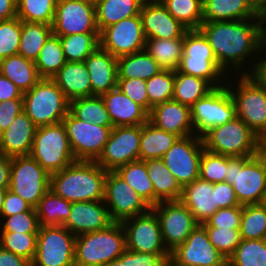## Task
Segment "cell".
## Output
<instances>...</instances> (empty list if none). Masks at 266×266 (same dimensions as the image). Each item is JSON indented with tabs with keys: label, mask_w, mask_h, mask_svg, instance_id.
I'll use <instances>...</instances> for the list:
<instances>
[{
	"label": "cell",
	"mask_w": 266,
	"mask_h": 266,
	"mask_svg": "<svg viewBox=\"0 0 266 266\" xmlns=\"http://www.w3.org/2000/svg\"><path fill=\"white\" fill-rule=\"evenodd\" d=\"M199 29L208 39L219 66L226 73L229 72L230 75L234 72L232 75L237 78L235 77L237 73L242 75L263 72L265 64V57L263 56L266 54L263 49L262 19L202 22ZM261 53L263 55L257 56L258 58L254 57ZM249 57L254 59L248 67L245 66V62H248V59L252 61ZM256 58L257 61H254Z\"/></svg>",
	"instance_id": "6da1fadb"
},
{
	"label": "cell",
	"mask_w": 266,
	"mask_h": 266,
	"mask_svg": "<svg viewBox=\"0 0 266 266\" xmlns=\"http://www.w3.org/2000/svg\"><path fill=\"white\" fill-rule=\"evenodd\" d=\"M107 172L95 161L76 160L50 174V190L71 203L101 201Z\"/></svg>",
	"instance_id": "7a4b0ae2"
},
{
	"label": "cell",
	"mask_w": 266,
	"mask_h": 266,
	"mask_svg": "<svg viewBox=\"0 0 266 266\" xmlns=\"http://www.w3.org/2000/svg\"><path fill=\"white\" fill-rule=\"evenodd\" d=\"M237 75V80L230 77L226 81L236 105V117L263 141L266 138V76L263 73Z\"/></svg>",
	"instance_id": "3957f363"
},
{
	"label": "cell",
	"mask_w": 266,
	"mask_h": 266,
	"mask_svg": "<svg viewBox=\"0 0 266 266\" xmlns=\"http://www.w3.org/2000/svg\"><path fill=\"white\" fill-rule=\"evenodd\" d=\"M126 250V235L121 222L103 230L75 238V266H104L119 258Z\"/></svg>",
	"instance_id": "277c9868"
},
{
	"label": "cell",
	"mask_w": 266,
	"mask_h": 266,
	"mask_svg": "<svg viewBox=\"0 0 266 266\" xmlns=\"http://www.w3.org/2000/svg\"><path fill=\"white\" fill-rule=\"evenodd\" d=\"M226 182L232 185L239 204H262L266 198V160L259 153L253 157H230Z\"/></svg>",
	"instance_id": "5b68a950"
},
{
	"label": "cell",
	"mask_w": 266,
	"mask_h": 266,
	"mask_svg": "<svg viewBox=\"0 0 266 266\" xmlns=\"http://www.w3.org/2000/svg\"><path fill=\"white\" fill-rule=\"evenodd\" d=\"M177 70L202 78L214 88L225 85L229 77L219 66L208 39L200 29L187 30L184 34L183 55Z\"/></svg>",
	"instance_id": "8992f818"
},
{
	"label": "cell",
	"mask_w": 266,
	"mask_h": 266,
	"mask_svg": "<svg viewBox=\"0 0 266 266\" xmlns=\"http://www.w3.org/2000/svg\"><path fill=\"white\" fill-rule=\"evenodd\" d=\"M202 141L205 150L230 157H253L262 148V140L238 117L210 129Z\"/></svg>",
	"instance_id": "52a82bcc"
},
{
	"label": "cell",
	"mask_w": 266,
	"mask_h": 266,
	"mask_svg": "<svg viewBox=\"0 0 266 266\" xmlns=\"http://www.w3.org/2000/svg\"><path fill=\"white\" fill-rule=\"evenodd\" d=\"M23 111L36 127L61 123L69 112V101L56 83L42 78L23 93Z\"/></svg>",
	"instance_id": "ba28073f"
},
{
	"label": "cell",
	"mask_w": 266,
	"mask_h": 266,
	"mask_svg": "<svg viewBox=\"0 0 266 266\" xmlns=\"http://www.w3.org/2000/svg\"><path fill=\"white\" fill-rule=\"evenodd\" d=\"M30 156L49 174L76 161L64 124L37 127Z\"/></svg>",
	"instance_id": "9c48e42d"
},
{
	"label": "cell",
	"mask_w": 266,
	"mask_h": 266,
	"mask_svg": "<svg viewBox=\"0 0 266 266\" xmlns=\"http://www.w3.org/2000/svg\"><path fill=\"white\" fill-rule=\"evenodd\" d=\"M190 112L194 133L202 137L210 129L232 121L236 117V105L225 84L197 100Z\"/></svg>",
	"instance_id": "30bf717a"
},
{
	"label": "cell",
	"mask_w": 266,
	"mask_h": 266,
	"mask_svg": "<svg viewBox=\"0 0 266 266\" xmlns=\"http://www.w3.org/2000/svg\"><path fill=\"white\" fill-rule=\"evenodd\" d=\"M8 189L35 208L50 190V174L30 155L12 157Z\"/></svg>",
	"instance_id": "8fae6325"
},
{
	"label": "cell",
	"mask_w": 266,
	"mask_h": 266,
	"mask_svg": "<svg viewBox=\"0 0 266 266\" xmlns=\"http://www.w3.org/2000/svg\"><path fill=\"white\" fill-rule=\"evenodd\" d=\"M75 238L63 225L40 226L31 266H75Z\"/></svg>",
	"instance_id": "7c38bea8"
},
{
	"label": "cell",
	"mask_w": 266,
	"mask_h": 266,
	"mask_svg": "<svg viewBox=\"0 0 266 266\" xmlns=\"http://www.w3.org/2000/svg\"><path fill=\"white\" fill-rule=\"evenodd\" d=\"M62 123L75 159L84 161H96L99 158L113 128L82 121L70 111Z\"/></svg>",
	"instance_id": "4fadbf2b"
},
{
	"label": "cell",
	"mask_w": 266,
	"mask_h": 266,
	"mask_svg": "<svg viewBox=\"0 0 266 266\" xmlns=\"http://www.w3.org/2000/svg\"><path fill=\"white\" fill-rule=\"evenodd\" d=\"M203 150L202 137L194 134L178 138L164 154L162 160L182 188L199 178Z\"/></svg>",
	"instance_id": "5bb4252c"
},
{
	"label": "cell",
	"mask_w": 266,
	"mask_h": 266,
	"mask_svg": "<svg viewBox=\"0 0 266 266\" xmlns=\"http://www.w3.org/2000/svg\"><path fill=\"white\" fill-rule=\"evenodd\" d=\"M51 26L53 34L57 36L100 33L96 22L95 2L58 0Z\"/></svg>",
	"instance_id": "9a60e30c"
},
{
	"label": "cell",
	"mask_w": 266,
	"mask_h": 266,
	"mask_svg": "<svg viewBox=\"0 0 266 266\" xmlns=\"http://www.w3.org/2000/svg\"><path fill=\"white\" fill-rule=\"evenodd\" d=\"M126 235V249L139 253L171 254L163 242L159 220L150 209L121 222Z\"/></svg>",
	"instance_id": "2e32d148"
},
{
	"label": "cell",
	"mask_w": 266,
	"mask_h": 266,
	"mask_svg": "<svg viewBox=\"0 0 266 266\" xmlns=\"http://www.w3.org/2000/svg\"><path fill=\"white\" fill-rule=\"evenodd\" d=\"M141 125L113 127L104 149L95 161L107 171L140 160Z\"/></svg>",
	"instance_id": "e0dca14e"
},
{
	"label": "cell",
	"mask_w": 266,
	"mask_h": 266,
	"mask_svg": "<svg viewBox=\"0 0 266 266\" xmlns=\"http://www.w3.org/2000/svg\"><path fill=\"white\" fill-rule=\"evenodd\" d=\"M155 212L165 246L171 252L184 243L198 225L189 209L180 201H161L151 207Z\"/></svg>",
	"instance_id": "ac0fdd59"
},
{
	"label": "cell",
	"mask_w": 266,
	"mask_h": 266,
	"mask_svg": "<svg viewBox=\"0 0 266 266\" xmlns=\"http://www.w3.org/2000/svg\"><path fill=\"white\" fill-rule=\"evenodd\" d=\"M103 201L114 222H122L151 209L115 171L107 172Z\"/></svg>",
	"instance_id": "d6986e66"
},
{
	"label": "cell",
	"mask_w": 266,
	"mask_h": 266,
	"mask_svg": "<svg viewBox=\"0 0 266 266\" xmlns=\"http://www.w3.org/2000/svg\"><path fill=\"white\" fill-rule=\"evenodd\" d=\"M99 40L100 47L116 58L144 50L146 38L140 14L104 28Z\"/></svg>",
	"instance_id": "ffe728a7"
},
{
	"label": "cell",
	"mask_w": 266,
	"mask_h": 266,
	"mask_svg": "<svg viewBox=\"0 0 266 266\" xmlns=\"http://www.w3.org/2000/svg\"><path fill=\"white\" fill-rule=\"evenodd\" d=\"M170 258L180 266H227L226 257L209 241L201 224L195 227L184 243L171 251Z\"/></svg>",
	"instance_id": "44dd1931"
},
{
	"label": "cell",
	"mask_w": 266,
	"mask_h": 266,
	"mask_svg": "<svg viewBox=\"0 0 266 266\" xmlns=\"http://www.w3.org/2000/svg\"><path fill=\"white\" fill-rule=\"evenodd\" d=\"M114 221L109 210L101 201L74 202L63 226L76 237L108 228Z\"/></svg>",
	"instance_id": "7402d4cb"
},
{
	"label": "cell",
	"mask_w": 266,
	"mask_h": 266,
	"mask_svg": "<svg viewBox=\"0 0 266 266\" xmlns=\"http://www.w3.org/2000/svg\"><path fill=\"white\" fill-rule=\"evenodd\" d=\"M146 39L184 38L188 30L178 22L160 1H144L140 12Z\"/></svg>",
	"instance_id": "603a6c76"
},
{
	"label": "cell",
	"mask_w": 266,
	"mask_h": 266,
	"mask_svg": "<svg viewBox=\"0 0 266 266\" xmlns=\"http://www.w3.org/2000/svg\"><path fill=\"white\" fill-rule=\"evenodd\" d=\"M149 121L179 138L195 134L190 108L173 99L154 106L149 113Z\"/></svg>",
	"instance_id": "cb8c5ba5"
},
{
	"label": "cell",
	"mask_w": 266,
	"mask_h": 266,
	"mask_svg": "<svg viewBox=\"0 0 266 266\" xmlns=\"http://www.w3.org/2000/svg\"><path fill=\"white\" fill-rule=\"evenodd\" d=\"M37 127L24 111L0 134V154L6 157L30 155Z\"/></svg>",
	"instance_id": "d4e9b609"
},
{
	"label": "cell",
	"mask_w": 266,
	"mask_h": 266,
	"mask_svg": "<svg viewBox=\"0 0 266 266\" xmlns=\"http://www.w3.org/2000/svg\"><path fill=\"white\" fill-rule=\"evenodd\" d=\"M84 63L91 82L92 93L97 96L117 87V58L100 46L91 53Z\"/></svg>",
	"instance_id": "484cf974"
},
{
	"label": "cell",
	"mask_w": 266,
	"mask_h": 266,
	"mask_svg": "<svg viewBox=\"0 0 266 266\" xmlns=\"http://www.w3.org/2000/svg\"><path fill=\"white\" fill-rule=\"evenodd\" d=\"M113 127L143 125L149 113L125 95L118 87L101 95Z\"/></svg>",
	"instance_id": "4316f807"
},
{
	"label": "cell",
	"mask_w": 266,
	"mask_h": 266,
	"mask_svg": "<svg viewBox=\"0 0 266 266\" xmlns=\"http://www.w3.org/2000/svg\"><path fill=\"white\" fill-rule=\"evenodd\" d=\"M213 183L200 178L182 189L180 201L189 209L198 224L205 223L217 210Z\"/></svg>",
	"instance_id": "83f0119b"
},
{
	"label": "cell",
	"mask_w": 266,
	"mask_h": 266,
	"mask_svg": "<svg viewBox=\"0 0 266 266\" xmlns=\"http://www.w3.org/2000/svg\"><path fill=\"white\" fill-rule=\"evenodd\" d=\"M51 79L69 102L95 96L92 93L89 73L84 62H66Z\"/></svg>",
	"instance_id": "f1b7e54d"
},
{
	"label": "cell",
	"mask_w": 266,
	"mask_h": 266,
	"mask_svg": "<svg viewBox=\"0 0 266 266\" xmlns=\"http://www.w3.org/2000/svg\"><path fill=\"white\" fill-rule=\"evenodd\" d=\"M203 22L262 19L249 0H203Z\"/></svg>",
	"instance_id": "f546056e"
},
{
	"label": "cell",
	"mask_w": 266,
	"mask_h": 266,
	"mask_svg": "<svg viewBox=\"0 0 266 266\" xmlns=\"http://www.w3.org/2000/svg\"><path fill=\"white\" fill-rule=\"evenodd\" d=\"M147 172L154 186V206L161 201H178L182 195V187L167 169L162 159L145 161Z\"/></svg>",
	"instance_id": "4dcf8cb0"
},
{
	"label": "cell",
	"mask_w": 266,
	"mask_h": 266,
	"mask_svg": "<svg viewBox=\"0 0 266 266\" xmlns=\"http://www.w3.org/2000/svg\"><path fill=\"white\" fill-rule=\"evenodd\" d=\"M0 73L15 84L22 93L29 91L42 78L35 61L17 54L0 60Z\"/></svg>",
	"instance_id": "1f68e13d"
},
{
	"label": "cell",
	"mask_w": 266,
	"mask_h": 266,
	"mask_svg": "<svg viewBox=\"0 0 266 266\" xmlns=\"http://www.w3.org/2000/svg\"><path fill=\"white\" fill-rule=\"evenodd\" d=\"M145 0H96V22L101 32L104 28L141 12Z\"/></svg>",
	"instance_id": "d6a6232c"
},
{
	"label": "cell",
	"mask_w": 266,
	"mask_h": 266,
	"mask_svg": "<svg viewBox=\"0 0 266 266\" xmlns=\"http://www.w3.org/2000/svg\"><path fill=\"white\" fill-rule=\"evenodd\" d=\"M179 137L157 128L149 120L141 125L140 161L162 159Z\"/></svg>",
	"instance_id": "836d02e7"
},
{
	"label": "cell",
	"mask_w": 266,
	"mask_h": 266,
	"mask_svg": "<svg viewBox=\"0 0 266 266\" xmlns=\"http://www.w3.org/2000/svg\"><path fill=\"white\" fill-rule=\"evenodd\" d=\"M118 78L148 80L163 70L157 61L144 49L117 58Z\"/></svg>",
	"instance_id": "e575fe53"
},
{
	"label": "cell",
	"mask_w": 266,
	"mask_h": 266,
	"mask_svg": "<svg viewBox=\"0 0 266 266\" xmlns=\"http://www.w3.org/2000/svg\"><path fill=\"white\" fill-rule=\"evenodd\" d=\"M184 38L146 39L145 50L163 70L176 71L183 55Z\"/></svg>",
	"instance_id": "d590c367"
},
{
	"label": "cell",
	"mask_w": 266,
	"mask_h": 266,
	"mask_svg": "<svg viewBox=\"0 0 266 266\" xmlns=\"http://www.w3.org/2000/svg\"><path fill=\"white\" fill-rule=\"evenodd\" d=\"M214 87L206 80L174 71L173 100L189 108Z\"/></svg>",
	"instance_id": "8d00e7d4"
},
{
	"label": "cell",
	"mask_w": 266,
	"mask_h": 266,
	"mask_svg": "<svg viewBox=\"0 0 266 266\" xmlns=\"http://www.w3.org/2000/svg\"><path fill=\"white\" fill-rule=\"evenodd\" d=\"M72 203L49 190L35 207L40 226H61L71 212Z\"/></svg>",
	"instance_id": "74e56055"
},
{
	"label": "cell",
	"mask_w": 266,
	"mask_h": 266,
	"mask_svg": "<svg viewBox=\"0 0 266 266\" xmlns=\"http://www.w3.org/2000/svg\"><path fill=\"white\" fill-rule=\"evenodd\" d=\"M115 172L151 207L154 206V186L147 172L145 161L130 162Z\"/></svg>",
	"instance_id": "f35d334b"
},
{
	"label": "cell",
	"mask_w": 266,
	"mask_h": 266,
	"mask_svg": "<svg viewBox=\"0 0 266 266\" xmlns=\"http://www.w3.org/2000/svg\"><path fill=\"white\" fill-rule=\"evenodd\" d=\"M52 33L51 25L21 21L18 54L26 59L36 61L45 41Z\"/></svg>",
	"instance_id": "ab89813d"
},
{
	"label": "cell",
	"mask_w": 266,
	"mask_h": 266,
	"mask_svg": "<svg viewBox=\"0 0 266 266\" xmlns=\"http://www.w3.org/2000/svg\"><path fill=\"white\" fill-rule=\"evenodd\" d=\"M69 111L82 121L100 126H113L101 96L74 99L69 102Z\"/></svg>",
	"instance_id": "60d3db41"
},
{
	"label": "cell",
	"mask_w": 266,
	"mask_h": 266,
	"mask_svg": "<svg viewBox=\"0 0 266 266\" xmlns=\"http://www.w3.org/2000/svg\"><path fill=\"white\" fill-rule=\"evenodd\" d=\"M67 62H84L100 46V33L59 36Z\"/></svg>",
	"instance_id": "b9f144b4"
},
{
	"label": "cell",
	"mask_w": 266,
	"mask_h": 266,
	"mask_svg": "<svg viewBox=\"0 0 266 266\" xmlns=\"http://www.w3.org/2000/svg\"><path fill=\"white\" fill-rule=\"evenodd\" d=\"M66 62L60 37L52 33L35 61L40 77L51 79Z\"/></svg>",
	"instance_id": "7bdbcfd3"
},
{
	"label": "cell",
	"mask_w": 266,
	"mask_h": 266,
	"mask_svg": "<svg viewBox=\"0 0 266 266\" xmlns=\"http://www.w3.org/2000/svg\"><path fill=\"white\" fill-rule=\"evenodd\" d=\"M160 2L188 30L200 28L203 22V0H161Z\"/></svg>",
	"instance_id": "ee69618b"
},
{
	"label": "cell",
	"mask_w": 266,
	"mask_h": 266,
	"mask_svg": "<svg viewBox=\"0 0 266 266\" xmlns=\"http://www.w3.org/2000/svg\"><path fill=\"white\" fill-rule=\"evenodd\" d=\"M227 266H266V239H241Z\"/></svg>",
	"instance_id": "f6af8a7d"
},
{
	"label": "cell",
	"mask_w": 266,
	"mask_h": 266,
	"mask_svg": "<svg viewBox=\"0 0 266 266\" xmlns=\"http://www.w3.org/2000/svg\"><path fill=\"white\" fill-rule=\"evenodd\" d=\"M239 230L241 239H266V205H244Z\"/></svg>",
	"instance_id": "bcb514c9"
},
{
	"label": "cell",
	"mask_w": 266,
	"mask_h": 266,
	"mask_svg": "<svg viewBox=\"0 0 266 266\" xmlns=\"http://www.w3.org/2000/svg\"><path fill=\"white\" fill-rule=\"evenodd\" d=\"M58 0H16L21 21L52 25Z\"/></svg>",
	"instance_id": "7dc6e473"
},
{
	"label": "cell",
	"mask_w": 266,
	"mask_h": 266,
	"mask_svg": "<svg viewBox=\"0 0 266 266\" xmlns=\"http://www.w3.org/2000/svg\"><path fill=\"white\" fill-rule=\"evenodd\" d=\"M37 236L38 233L0 231V246L32 262L36 254Z\"/></svg>",
	"instance_id": "c3c4849f"
},
{
	"label": "cell",
	"mask_w": 266,
	"mask_h": 266,
	"mask_svg": "<svg viewBox=\"0 0 266 266\" xmlns=\"http://www.w3.org/2000/svg\"><path fill=\"white\" fill-rule=\"evenodd\" d=\"M174 71L161 70L158 74L146 80V91L149 98V113L151 109L173 98Z\"/></svg>",
	"instance_id": "681fc988"
},
{
	"label": "cell",
	"mask_w": 266,
	"mask_h": 266,
	"mask_svg": "<svg viewBox=\"0 0 266 266\" xmlns=\"http://www.w3.org/2000/svg\"><path fill=\"white\" fill-rule=\"evenodd\" d=\"M228 156L203 150L200 159L199 178L210 183L226 181Z\"/></svg>",
	"instance_id": "f907efd6"
},
{
	"label": "cell",
	"mask_w": 266,
	"mask_h": 266,
	"mask_svg": "<svg viewBox=\"0 0 266 266\" xmlns=\"http://www.w3.org/2000/svg\"><path fill=\"white\" fill-rule=\"evenodd\" d=\"M203 227L207 232L209 241L228 260L241 241L240 230L213 226Z\"/></svg>",
	"instance_id": "816d5d0a"
},
{
	"label": "cell",
	"mask_w": 266,
	"mask_h": 266,
	"mask_svg": "<svg viewBox=\"0 0 266 266\" xmlns=\"http://www.w3.org/2000/svg\"><path fill=\"white\" fill-rule=\"evenodd\" d=\"M21 36V20L15 17L0 21V60L17 55Z\"/></svg>",
	"instance_id": "f5cc1de1"
},
{
	"label": "cell",
	"mask_w": 266,
	"mask_h": 266,
	"mask_svg": "<svg viewBox=\"0 0 266 266\" xmlns=\"http://www.w3.org/2000/svg\"><path fill=\"white\" fill-rule=\"evenodd\" d=\"M0 231L38 233L39 221L36 211L22 212L9 217H0Z\"/></svg>",
	"instance_id": "db71d44e"
},
{
	"label": "cell",
	"mask_w": 266,
	"mask_h": 266,
	"mask_svg": "<svg viewBox=\"0 0 266 266\" xmlns=\"http://www.w3.org/2000/svg\"><path fill=\"white\" fill-rule=\"evenodd\" d=\"M117 87L149 113V98L146 91V80L139 78H118Z\"/></svg>",
	"instance_id": "11a10c76"
},
{
	"label": "cell",
	"mask_w": 266,
	"mask_h": 266,
	"mask_svg": "<svg viewBox=\"0 0 266 266\" xmlns=\"http://www.w3.org/2000/svg\"><path fill=\"white\" fill-rule=\"evenodd\" d=\"M243 206L218 209L202 226L240 229Z\"/></svg>",
	"instance_id": "9f6ffc18"
},
{
	"label": "cell",
	"mask_w": 266,
	"mask_h": 266,
	"mask_svg": "<svg viewBox=\"0 0 266 266\" xmlns=\"http://www.w3.org/2000/svg\"><path fill=\"white\" fill-rule=\"evenodd\" d=\"M170 256L171 254L139 253L126 249L120 258L125 262V266H163Z\"/></svg>",
	"instance_id": "6f0895ef"
},
{
	"label": "cell",
	"mask_w": 266,
	"mask_h": 266,
	"mask_svg": "<svg viewBox=\"0 0 266 266\" xmlns=\"http://www.w3.org/2000/svg\"><path fill=\"white\" fill-rule=\"evenodd\" d=\"M213 188L216 197V207L218 209L240 205L232 185L228 182L213 183Z\"/></svg>",
	"instance_id": "680465c9"
},
{
	"label": "cell",
	"mask_w": 266,
	"mask_h": 266,
	"mask_svg": "<svg viewBox=\"0 0 266 266\" xmlns=\"http://www.w3.org/2000/svg\"><path fill=\"white\" fill-rule=\"evenodd\" d=\"M23 111V99H12L0 102V134Z\"/></svg>",
	"instance_id": "91938a15"
},
{
	"label": "cell",
	"mask_w": 266,
	"mask_h": 266,
	"mask_svg": "<svg viewBox=\"0 0 266 266\" xmlns=\"http://www.w3.org/2000/svg\"><path fill=\"white\" fill-rule=\"evenodd\" d=\"M27 211H35V208H32L19 195L14 194L8 189L5 194V200L0 217H9Z\"/></svg>",
	"instance_id": "94428289"
},
{
	"label": "cell",
	"mask_w": 266,
	"mask_h": 266,
	"mask_svg": "<svg viewBox=\"0 0 266 266\" xmlns=\"http://www.w3.org/2000/svg\"><path fill=\"white\" fill-rule=\"evenodd\" d=\"M12 99H23V93L7 77L0 73V102Z\"/></svg>",
	"instance_id": "6125c7cd"
},
{
	"label": "cell",
	"mask_w": 266,
	"mask_h": 266,
	"mask_svg": "<svg viewBox=\"0 0 266 266\" xmlns=\"http://www.w3.org/2000/svg\"><path fill=\"white\" fill-rule=\"evenodd\" d=\"M0 266H31V262L0 246Z\"/></svg>",
	"instance_id": "be15d7a7"
},
{
	"label": "cell",
	"mask_w": 266,
	"mask_h": 266,
	"mask_svg": "<svg viewBox=\"0 0 266 266\" xmlns=\"http://www.w3.org/2000/svg\"><path fill=\"white\" fill-rule=\"evenodd\" d=\"M11 158L0 154V188L8 189L10 184Z\"/></svg>",
	"instance_id": "e7e4bbea"
},
{
	"label": "cell",
	"mask_w": 266,
	"mask_h": 266,
	"mask_svg": "<svg viewBox=\"0 0 266 266\" xmlns=\"http://www.w3.org/2000/svg\"><path fill=\"white\" fill-rule=\"evenodd\" d=\"M17 17L16 0H0V21Z\"/></svg>",
	"instance_id": "03108f58"
},
{
	"label": "cell",
	"mask_w": 266,
	"mask_h": 266,
	"mask_svg": "<svg viewBox=\"0 0 266 266\" xmlns=\"http://www.w3.org/2000/svg\"><path fill=\"white\" fill-rule=\"evenodd\" d=\"M255 8L262 13L264 10H266V0H249Z\"/></svg>",
	"instance_id": "003e7915"
},
{
	"label": "cell",
	"mask_w": 266,
	"mask_h": 266,
	"mask_svg": "<svg viewBox=\"0 0 266 266\" xmlns=\"http://www.w3.org/2000/svg\"><path fill=\"white\" fill-rule=\"evenodd\" d=\"M263 20V49L266 50V10L261 13Z\"/></svg>",
	"instance_id": "a7ac6f4b"
},
{
	"label": "cell",
	"mask_w": 266,
	"mask_h": 266,
	"mask_svg": "<svg viewBox=\"0 0 266 266\" xmlns=\"http://www.w3.org/2000/svg\"><path fill=\"white\" fill-rule=\"evenodd\" d=\"M104 266H125V262L119 257Z\"/></svg>",
	"instance_id": "89a4df30"
},
{
	"label": "cell",
	"mask_w": 266,
	"mask_h": 266,
	"mask_svg": "<svg viewBox=\"0 0 266 266\" xmlns=\"http://www.w3.org/2000/svg\"><path fill=\"white\" fill-rule=\"evenodd\" d=\"M8 189H2L0 188V214L3 208L4 200H5V194Z\"/></svg>",
	"instance_id": "2644e50d"
},
{
	"label": "cell",
	"mask_w": 266,
	"mask_h": 266,
	"mask_svg": "<svg viewBox=\"0 0 266 266\" xmlns=\"http://www.w3.org/2000/svg\"><path fill=\"white\" fill-rule=\"evenodd\" d=\"M163 266H180L175 261H173L171 258H168L165 260Z\"/></svg>",
	"instance_id": "8c879c8a"
},
{
	"label": "cell",
	"mask_w": 266,
	"mask_h": 266,
	"mask_svg": "<svg viewBox=\"0 0 266 266\" xmlns=\"http://www.w3.org/2000/svg\"><path fill=\"white\" fill-rule=\"evenodd\" d=\"M260 153L265 157V160H266V150L263 147L261 148Z\"/></svg>",
	"instance_id": "753ad0ef"
},
{
	"label": "cell",
	"mask_w": 266,
	"mask_h": 266,
	"mask_svg": "<svg viewBox=\"0 0 266 266\" xmlns=\"http://www.w3.org/2000/svg\"><path fill=\"white\" fill-rule=\"evenodd\" d=\"M266 52V50H264ZM266 76V56H265V64H264V69L262 72Z\"/></svg>",
	"instance_id": "34e18365"
},
{
	"label": "cell",
	"mask_w": 266,
	"mask_h": 266,
	"mask_svg": "<svg viewBox=\"0 0 266 266\" xmlns=\"http://www.w3.org/2000/svg\"><path fill=\"white\" fill-rule=\"evenodd\" d=\"M262 147L266 150V138L262 141Z\"/></svg>",
	"instance_id": "11e5206c"
}]
</instances>
